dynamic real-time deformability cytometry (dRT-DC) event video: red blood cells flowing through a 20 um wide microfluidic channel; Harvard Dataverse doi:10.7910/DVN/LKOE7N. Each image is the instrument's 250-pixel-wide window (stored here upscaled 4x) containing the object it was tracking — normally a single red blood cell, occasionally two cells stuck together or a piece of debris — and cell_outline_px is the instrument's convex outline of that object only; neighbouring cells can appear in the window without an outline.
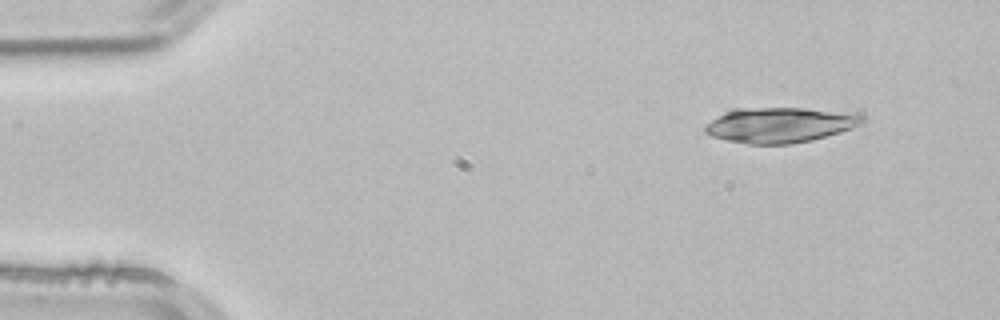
{"species": "common noctule bat (a hibernating species)", "species_latin": "Nyctalus noctula", "temperature_condition": "room temperature", "stored_images_in_passage": 2, "camera_frame_rate_fps": 3000, "um_per_image_px": 0.085, "animal": {"sex": "male", "body_mass_g": 21.5, "forearm_length_mm": 52.0}, "frame": {"image": 1, "passage_image": 2, "time_ms": 0.333, "image_size_px": [1000, 320], "cell_outline_px": [[864, 124], [840, 132], [812, 140], [792, 144], [748, 144], [728, 140], [712, 136], [704, 132], [704, 128], [712, 120], [728, 108], [804, 108], [864, 116]], "centroid_in_image_um": [66.23, 10.63], "position_along_channel_um": 18.8, "area_um2": 32.02}}